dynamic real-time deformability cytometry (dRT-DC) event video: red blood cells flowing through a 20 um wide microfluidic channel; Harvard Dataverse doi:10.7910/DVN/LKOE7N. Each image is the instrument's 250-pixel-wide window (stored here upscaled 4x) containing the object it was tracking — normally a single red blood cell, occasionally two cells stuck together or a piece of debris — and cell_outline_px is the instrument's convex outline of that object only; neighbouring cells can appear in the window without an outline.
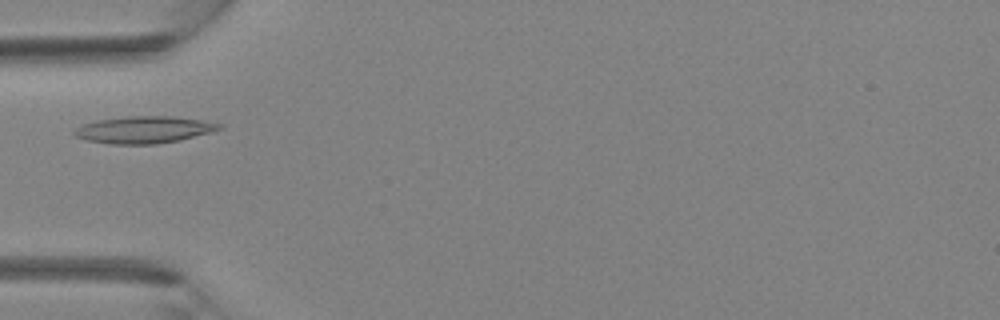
{"species": "Egyptian fruit bat (a non-hibernating species)", "species_latin": "Rousettus aegyptiacus", "temperature_condition": "room temperature", "stored_images_in_passage": 31, "camera_frame_rate_fps": 3000, "um_per_image_px": 0.085, "animal": {"sex": "female"}, "frame": {"image": 1, "passage_image": 4, "time_ms": 1.0, "image_size_px": [1000, 320], "cell_outline_px": [[224, 128], [212, 132], [180, 140], [156, 144], [112, 144], [88, 140], [76, 136], [72, 132], [76, 128], [84, 124], [96, 120], [128, 116], [172, 116], [200, 120], [224, 124]], "centroid_in_image_um": [12.28, 11.02], "position_along_channel_um": 72.7, "area_um2": 22.77}}
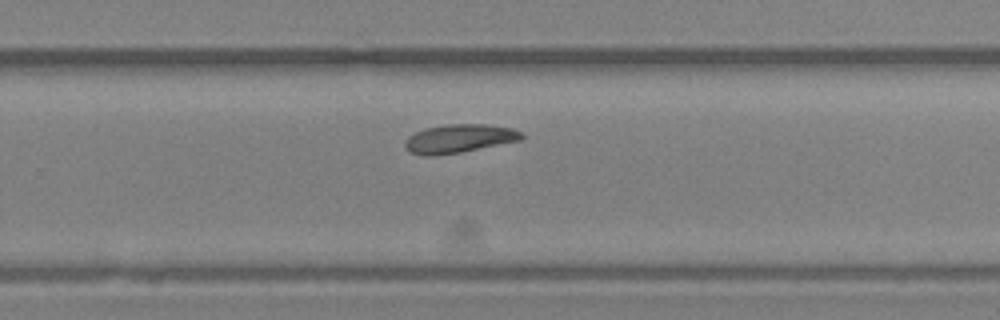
{"frame": {"image": 2, "passage_image": 17, "time_ms": 5.333, "image_size_px": [1000, 320], "cell_outline_px": [[524, 136], [520, 140], [460, 152], [436, 156], [424, 156], [408, 152], [404, 148], [404, 140], [408, 136], [424, 128], [448, 124], [488, 124], [512, 128], [520, 132]], "centroid_in_image_um": [38.95, 11.78], "position_along_channel_um": 290.8, "area_um2": 19.48}}
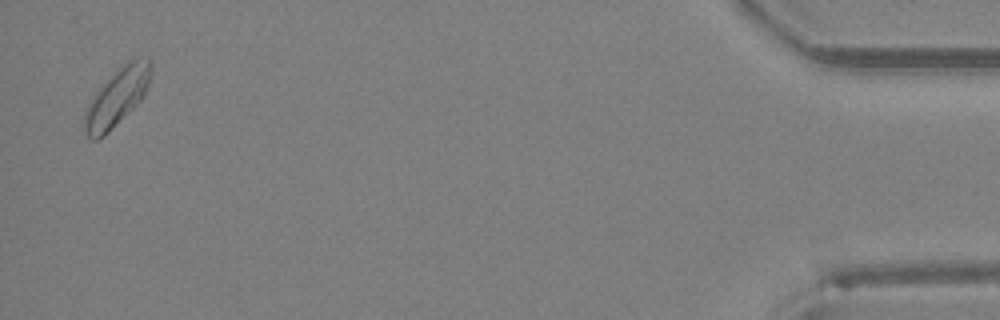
{"frame": {"image": 3, "passage_image": 30, "time_ms": 9.667, "image_size_px": [1000, 320], "cell_outline_px": [[152, 72], [148, 88], [144, 96], [104, 136], [96, 140], [92, 140], [84, 132], [84, 112], [92, 96], [100, 84], [132, 56], [148, 56], [152, 60]], "centroid_in_image_um": [9.97, 8.17], "position_along_channel_um": 425.2, "area_um2": 22.83}}